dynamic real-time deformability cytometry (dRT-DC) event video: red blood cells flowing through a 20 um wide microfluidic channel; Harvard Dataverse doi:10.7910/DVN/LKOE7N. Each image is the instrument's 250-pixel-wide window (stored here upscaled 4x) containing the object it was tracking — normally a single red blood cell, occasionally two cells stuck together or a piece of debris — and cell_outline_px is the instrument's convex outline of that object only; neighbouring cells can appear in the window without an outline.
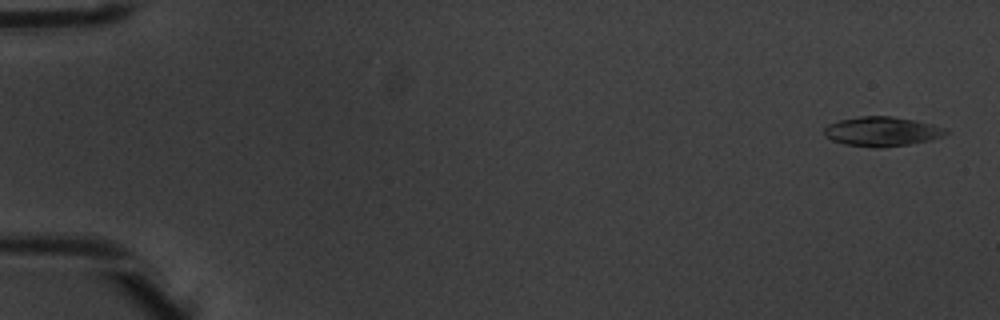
{"species": "common noctule bat (a hibernating species)", "species_latin": "Nyctalus noctula", "temperature_condition": "warm", "stored_images_in_passage": 5, "camera_frame_rate_fps": 3000, "um_per_image_px": 0.085, "animal": {"sex": "male", "body_mass_g": 20.1, "forearm_length_mm": 53.5}, "frame": {"image": 1, "passage_image": 1, "time_ms": 0.0, "image_size_px": [1000, 320], "cell_outline_px": [[948, 132], [944, 136], [932, 140], [908, 144], [880, 148], [876, 148], [844, 144], [832, 140], [824, 136], [824, 128], [828, 124], [840, 120], [860, 116], [892, 116], [916, 120], [948, 128]], "centroid_in_image_um": [74.99, 11.17], "position_along_channel_um": 10.0, "area_um2": 21.1}}
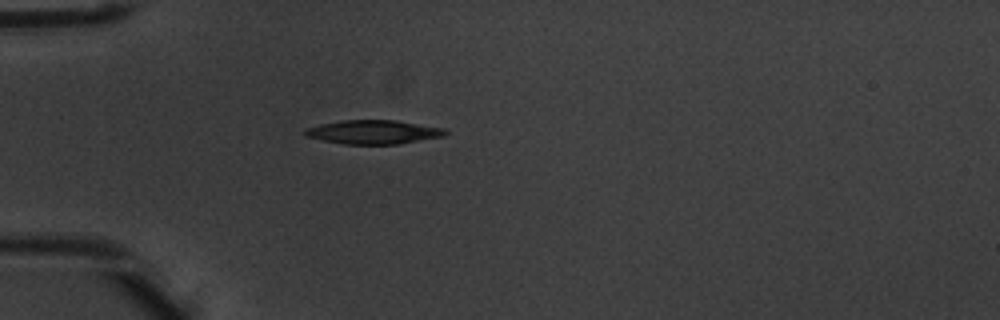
{"frame": {"image": 2, "passage_image": 5, "time_ms": 1.333, "image_size_px": [1000, 320], "cell_outline_px": [[448, 132], [444, 136], [400, 144], [344, 144], [304, 136], [304, 128], [320, 124], [344, 120], [396, 120], [444, 128]], "centroid_in_image_um": [31.74, 11.22], "position_along_channel_um": 53.3, "area_um2": 19.54}}